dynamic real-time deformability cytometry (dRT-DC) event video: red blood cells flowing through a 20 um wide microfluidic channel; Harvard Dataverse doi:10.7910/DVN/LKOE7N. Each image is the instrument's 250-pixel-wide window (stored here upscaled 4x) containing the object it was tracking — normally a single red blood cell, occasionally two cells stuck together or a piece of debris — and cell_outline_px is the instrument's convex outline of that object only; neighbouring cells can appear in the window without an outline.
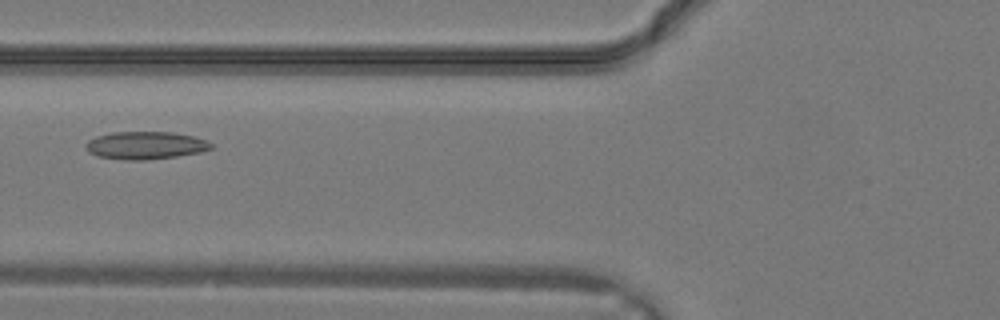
{"species": "common noctule bat (a hibernating species)", "species_latin": "Nyctalus noctula", "temperature_condition": "warm", "stored_images_in_passage": 12, "camera_frame_rate_fps": 3000, "um_per_image_px": 0.085, "animal": {"sex": "male", "body_mass_g": 19.2, "forearm_length_mm": 51.8}, "frame": {"image": 1, "passage_image": 7, "time_ms": 2.0, "image_size_px": [1000, 320], "cell_outline_px": [[212, 148], [200, 152], [176, 156], [144, 160], [124, 160], [100, 156], [88, 152], [84, 144], [88, 140], [96, 136], [112, 132], [172, 132], [192, 136], [204, 140], [212, 144]], "centroid_in_image_um": [12.32, 12.35], "position_along_channel_um": 113.5, "area_um2": 20.06}}
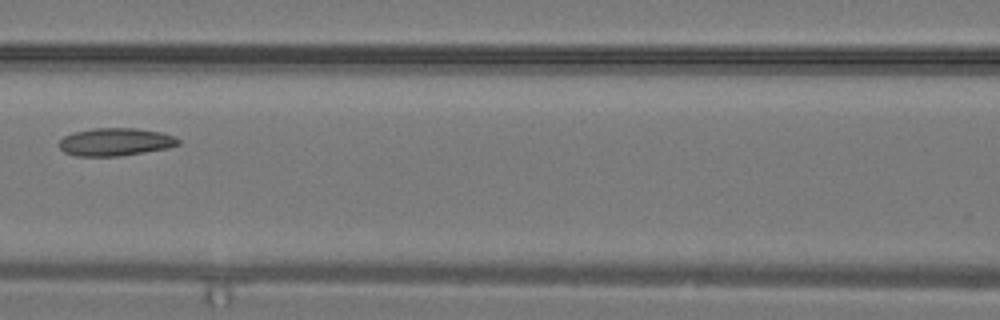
{"frame": {"image": 2, "passage_image": 9, "time_ms": 2.667, "image_size_px": [1000, 320], "cell_outline_px": [[180, 144], [168, 148], [120, 156], [76, 156], [64, 152], [60, 148], [60, 140], [64, 136], [72, 132], [92, 128], [136, 128], [160, 132], [176, 136], [180, 140]], "centroid_in_image_um": [9.82, 12.06], "position_along_channel_um": 156.8, "area_um2": 19.42}}
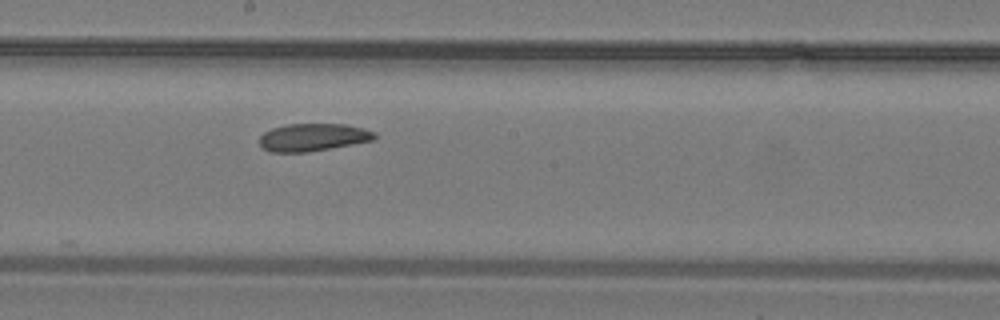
{"frame": {"image": 3, "passage_image": 12, "time_ms": 3.667, "image_size_px": [1000, 320], "cell_outline_px": [[376, 140], [308, 152], [268, 152], [260, 148], [260, 136], [264, 132], [272, 128], [288, 124], [348, 124], [364, 128], [376, 132]], "centroid_in_image_um": [26.62, 11.67], "position_along_channel_um": 221.6, "area_um2": 18.79}}